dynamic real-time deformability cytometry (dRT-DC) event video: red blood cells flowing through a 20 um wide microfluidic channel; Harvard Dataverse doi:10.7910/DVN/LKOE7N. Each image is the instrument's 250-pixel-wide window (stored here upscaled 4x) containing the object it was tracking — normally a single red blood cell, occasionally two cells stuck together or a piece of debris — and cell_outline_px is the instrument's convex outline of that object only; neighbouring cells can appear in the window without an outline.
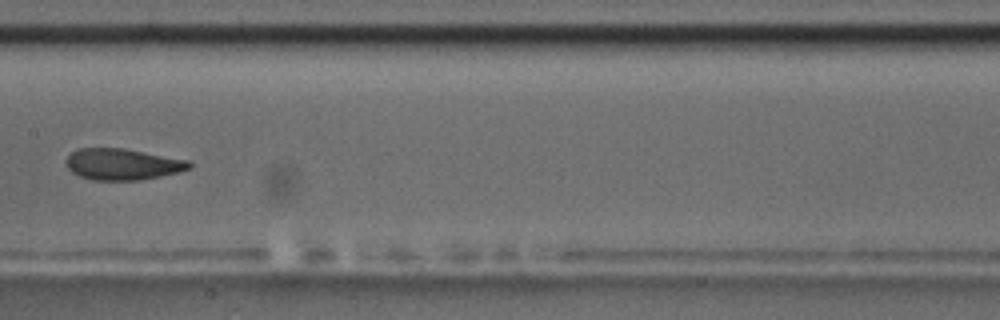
{"species": "common noctule bat (a hibernating species)", "species_latin": "Nyctalus noctula", "temperature_condition": "room temperature", "stored_images_in_passage": 10, "camera_frame_rate_fps": 3000, "um_per_image_px": 0.085, "animal": {"sex": "male", "body_mass_g": 17.5, "forearm_length_mm": 52.3}, "frame": {"image": 1, "passage_image": 7, "time_ms": 7.0, "image_size_px": [1000, 320], "cell_outline_px": [[192, 168], [180, 172], [140, 180], [92, 180], [80, 176], [72, 172], [64, 164], [64, 160], [76, 148], [124, 148], [188, 160], [192, 164]], "centroid_in_image_um": [10.4, 13.96], "position_along_channel_um": 197.0, "area_um2": 22.66}}